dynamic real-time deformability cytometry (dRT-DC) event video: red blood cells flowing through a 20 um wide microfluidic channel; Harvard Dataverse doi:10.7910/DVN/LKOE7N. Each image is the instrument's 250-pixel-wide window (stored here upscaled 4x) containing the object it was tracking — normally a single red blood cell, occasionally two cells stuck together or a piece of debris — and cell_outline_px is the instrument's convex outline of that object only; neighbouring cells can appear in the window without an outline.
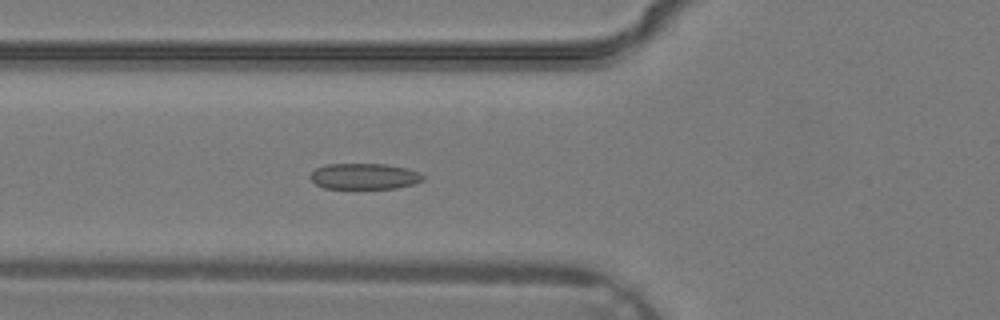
{"species": "common noctule bat (a hibernating species)", "species_latin": "Nyctalus noctula", "temperature_condition": "warm", "stored_images_in_passage": 30, "camera_frame_rate_fps": 3000, "um_per_image_px": 0.085, "animal": {"sex": "male", "body_mass_g": 19.2, "forearm_length_mm": 51.8}, "frame": {"image": 1, "passage_image": 7, "time_ms": 2.0, "image_size_px": [1000, 320], "cell_outline_px": [[424, 180], [416, 184], [396, 188], [324, 188], [316, 184], [308, 176], [316, 168], [328, 164], [384, 164], [408, 168], [420, 172], [424, 176]], "centroid_in_image_um": [31.01, 14.98], "position_along_channel_um": 94.8, "area_um2": 17.11}}
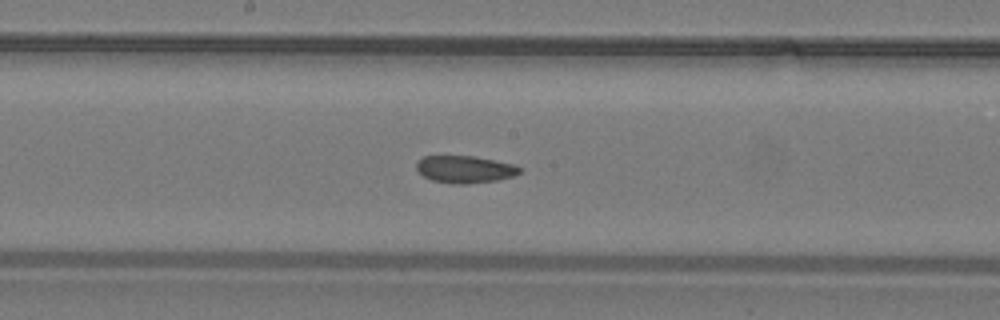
{"frame": {"image": 2, "passage_image": 13, "time_ms": 4.0, "image_size_px": [1000, 320], "cell_outline_px": [[520, 172], [512, 176], [496, 180], [468, 184], [452, 184], [432, 180], [424, 176], [416, 168], [416, 160], [424, 156], [476, 156], [512, 164], [520, 168]], "centroid_in_image_um": [39.46, 14.39], "position_along_channel_um": 208.7, "area_um2": 16.3}}
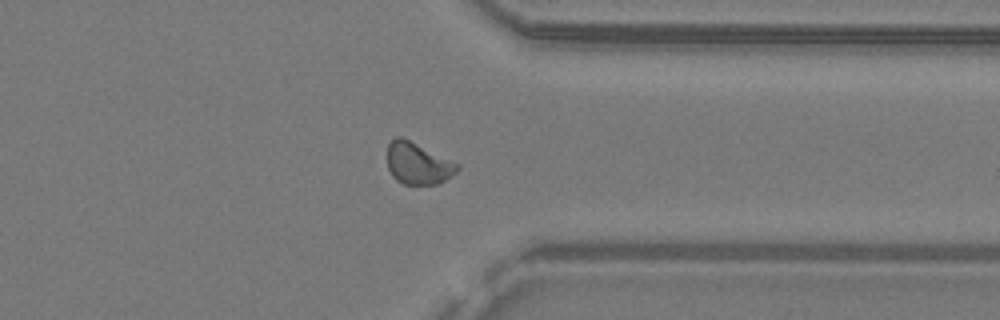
{"frame": {"image": 3, "passage_image": 22, "time_ms": 7.0, "image_size_px": [1000, 320], "cell_outline_px": [[460, 168], [452, 176], [436, 184], [404, 184], [396, 180], [392, 176], [388, 168], [388, 144], [396, 136], [400, 136], [460, 164]], "centroid_in_image_um": [35.52, 13.9], "position_along_channel_um": 375.9, "area_um2": 16.88}}